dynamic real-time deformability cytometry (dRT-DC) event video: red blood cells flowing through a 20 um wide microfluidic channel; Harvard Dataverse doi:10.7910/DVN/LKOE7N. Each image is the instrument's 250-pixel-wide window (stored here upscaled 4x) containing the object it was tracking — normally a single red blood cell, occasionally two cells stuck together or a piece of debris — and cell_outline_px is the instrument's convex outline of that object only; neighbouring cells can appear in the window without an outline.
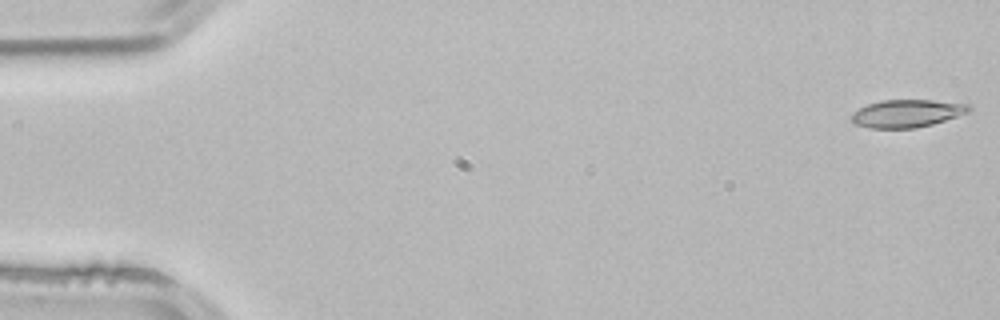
{"species": "common noctule bat (a hibernating species)", "species_latin": "Nyctalus noctula", "temperature_condition": "room temperature", "stored_images_in_passage": 50, "camera_frame_rate_fps": 3000, "um_per_image_px": 0.085, "animal": {"sex": "male", "body_mass_g": 21.5, "forearm_length_mm": 52.0}, "frame": {"image": 1, "passage_image": 1, "time_ms": 0.0, "image_size_px": [1000, 320], "cell_outline_px": [[972, 108], [968, 112], [932, 124], [916, 128], [868, 128], [852, 124], [848, 116], [852, 112], [868, 104], [884, 100], [932, 100], [968, 104]], "centroid_in_image_um": [77.01, 9.65], "position_along_channel_um": 8.0, "area_um2": 19.02}}
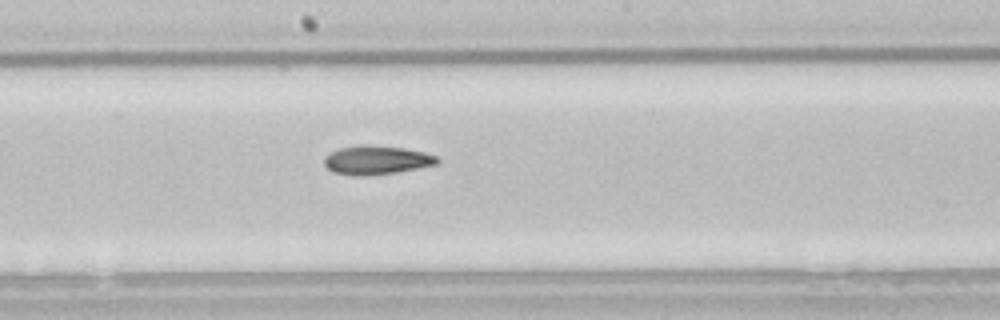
{"frame": {"image": 2, "passage_image": 28, "time_ms": 9.0, "image_size_px": [1000, 320], "cell_outline_px": [[440, 160], [436, 164], [396, 172], [368, 176], [352, 176], [332, 172], [324, 164], [324, 156], [340, 148], [404, 148], [424, 152], [436, 156]], "centroid_in_image_um": [32.0, 13.67], "position_along_channel_um": 216.2, "area_um2": 18.03}}
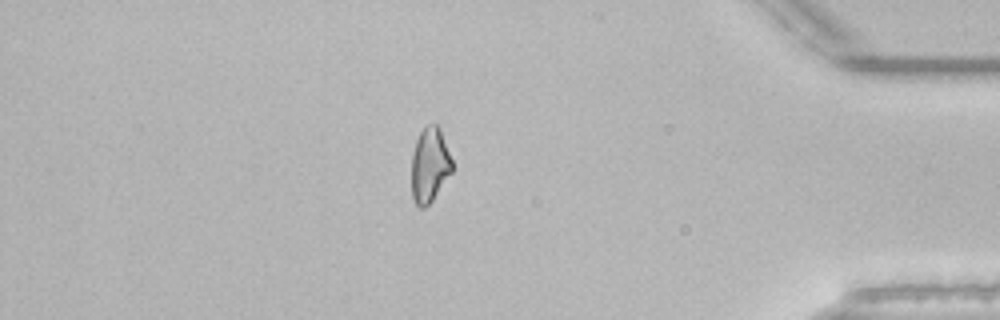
{"frame": {"image": 3, "passage_image": 45, "time_ms": 14.667, "image_size_px": [1000, 320], "cell_outline_px": [[452, 172], [432, 200], [424, 208], [420, 208], [412, 200], [412, 152], [416, 140], [420, 132], [428, 124], [436, 124], [440, 128], [452, 160]], "centroid_in_image_um": [36.51, 14.03], "position_along_channel_um": 398.7, "area_um2": 17.63}}